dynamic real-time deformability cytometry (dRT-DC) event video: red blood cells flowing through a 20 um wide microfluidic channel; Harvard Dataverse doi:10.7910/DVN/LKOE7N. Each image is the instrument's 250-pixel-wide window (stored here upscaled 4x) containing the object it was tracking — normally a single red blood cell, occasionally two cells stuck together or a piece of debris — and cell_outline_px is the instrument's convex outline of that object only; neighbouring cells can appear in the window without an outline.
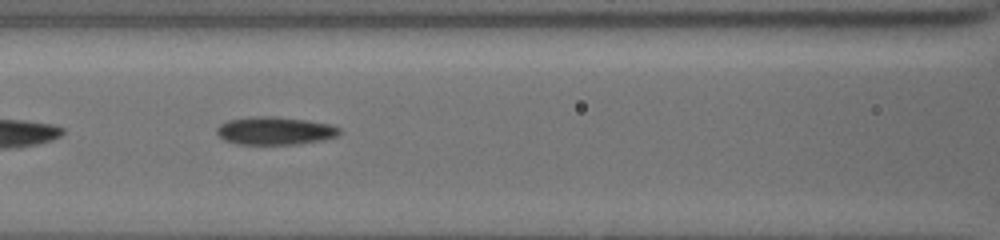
{"species": "common noctule bat (a hibernating species)", "species_latin": "Nyctalus noctula", "temperature_condition": "cold", "stored_images_in_passage": 10, "segment_of_instrument_passage": [1, 2], "camera_frame_rate_fps": 3000, "um_per_image_px": 0.085, "animal": {"sex": "female", "body_mass_g": 19.5, "forearm_length_mm": 54.1}, "frame": {"image": 1, "passage_image": 9, "time_ms": 6.667, "image_size_px": [1000, 240], "cell_outline_px": [[340, 132], [336, 136], [324, 140], [300, 144], [236, 144], [224, 140], [216, 132], [216, 128], [220, 124], [228, 120], [252, 116], [276, 116], [304, 120], [328, 124], [340, 128]], "centroid_in_image_um": [23.34, 11.12], "position_along_channel_um": 143.3, "area_um2": 20.0}}